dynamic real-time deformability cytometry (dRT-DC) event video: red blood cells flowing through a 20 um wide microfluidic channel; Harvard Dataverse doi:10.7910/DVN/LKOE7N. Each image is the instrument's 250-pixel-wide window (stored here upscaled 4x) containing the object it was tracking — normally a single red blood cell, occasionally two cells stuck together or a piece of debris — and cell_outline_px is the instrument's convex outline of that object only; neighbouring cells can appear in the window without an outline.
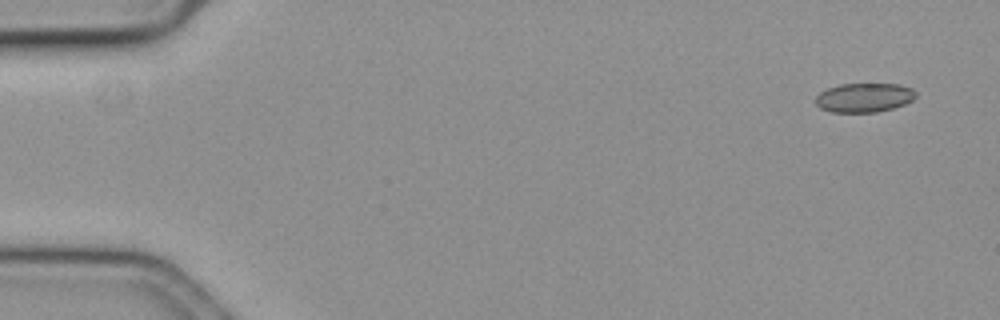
{"species": "common noctule bat (a hibernating species)", "species_latin": "Nyctalus noctula", "temperature_condition": "cold", "stored_images_in_passage": 13, "camera_frame_rate_fps": 3000, "um_per_image_px": 0.085, "animal": {"sex": "female", "body_mass_g": 19.3, "forearm_length_mm": 54.1}, "frame": {"image": 1, "passage_image": 1, "time_ms": 0.0, "image_size_px": [1000, 320], "cell_outline_px": [[916, 96], [912, 100], [904, 104], [892, 108], [876, 112], [832, 112], [820, 108], [816, 104], [816, 96], [820, 92], [828, 88], [840, 84], [900, 84], [912, 88], [916, 92]], "centroid_in_image_um": [73.45, 8.29], "position_along_channel_um": 11.5, "area_um2": 16.99}}